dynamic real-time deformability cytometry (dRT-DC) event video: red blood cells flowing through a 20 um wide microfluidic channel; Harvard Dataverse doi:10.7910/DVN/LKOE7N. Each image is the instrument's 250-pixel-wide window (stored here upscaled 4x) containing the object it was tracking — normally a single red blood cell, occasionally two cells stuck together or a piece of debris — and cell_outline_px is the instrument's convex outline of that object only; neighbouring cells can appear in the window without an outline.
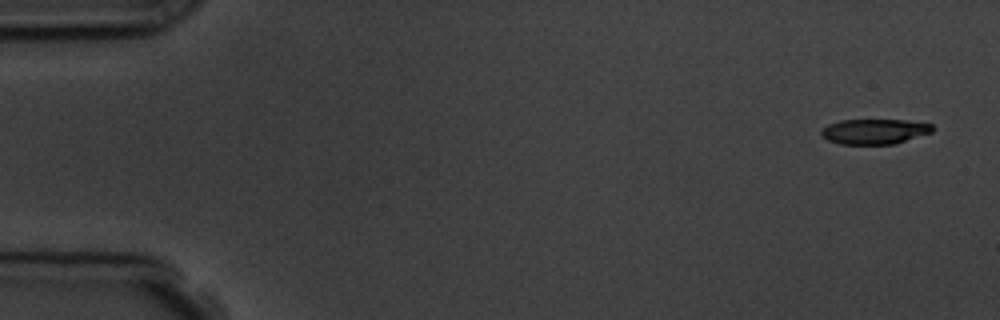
{"species": "common noctule bat (a hibernating species)", "species_latin": "Nyctalus noctula", "temperature_condition": "room temperature", "stored_images_in_passage": 6, "camera_frame_rate_fps": 3000, "um_per_image_px": 0.085, "animal": {"sex": "male", "body_mass_g": 19.5, "forearm_length_mm": 54.6}, "frame": {"image": 1, "passage_image": 1, "time_ms": 0.0, "image_size_px": [1000, 320], "cell_outline_px": [[932, 132], [896, 144], [840, 144], [828, 140], [820, 136], [820, 132], [828, 124], [840, 120], [904, 120], [932, 124]], "centroid_in_image_um": [74.3, 11.18], "position_along_channel_um": 10.7, "area_um2": 16.3}}